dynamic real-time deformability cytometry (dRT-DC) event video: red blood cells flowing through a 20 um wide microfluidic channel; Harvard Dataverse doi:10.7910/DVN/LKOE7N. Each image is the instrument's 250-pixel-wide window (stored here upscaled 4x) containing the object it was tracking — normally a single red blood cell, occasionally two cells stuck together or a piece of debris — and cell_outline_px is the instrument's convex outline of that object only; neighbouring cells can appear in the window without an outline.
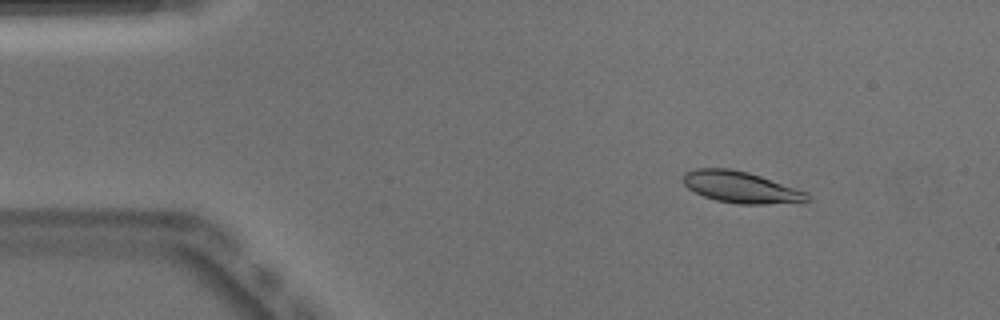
{"species": "Egyptian fruit bat (a non-hibernating species)", "species_latin": "Rousettus aegyptiacus", "temperature_condition": "warm", "stored_images_in_passage": 51, "camera_frame_rate_fps": 3000, "um_per_image_px": 0.085, "animal": {"sex": "male"}, "frame": {"image": 1, "passage_image": 7, "time_ms": 2.0, "image_size_px": [1000, 320], "cell_outline_px": [[812, 200], [804, 204], [736, 204], [716, 200], [704, 196], [688, 188], [680, 180], [680, 176], [684, 172], [696, 168], [728, 168], [748, 172], [808, 192]], "centroid_in_image_um": [63.02, 15.93], "position_along_channel_um": 22.0, "area_um2": 23.35}}
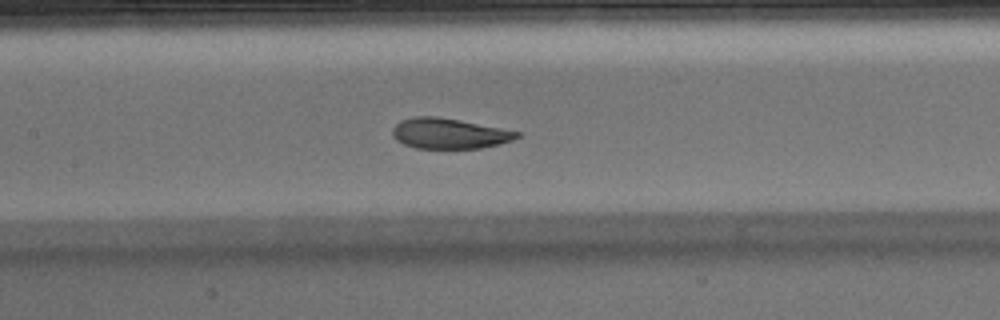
{"frame": {"image": 2, "passage_image": 24, "time_ms": 7.667, "image_size_px": [1000, 320], "cell_outline_px": [[520, 136], [512, 140], [480, 148], [416, 148], [404, 144], [396, 140], [392, 136], [392, 128], [400, 120], [412, 116], [436, 116], [460, 120], [520, 132]], "centroid_in_image_um": [38.12, 11.33], "position_along_channel_um": 169.3, "area_um2": 21.96}}
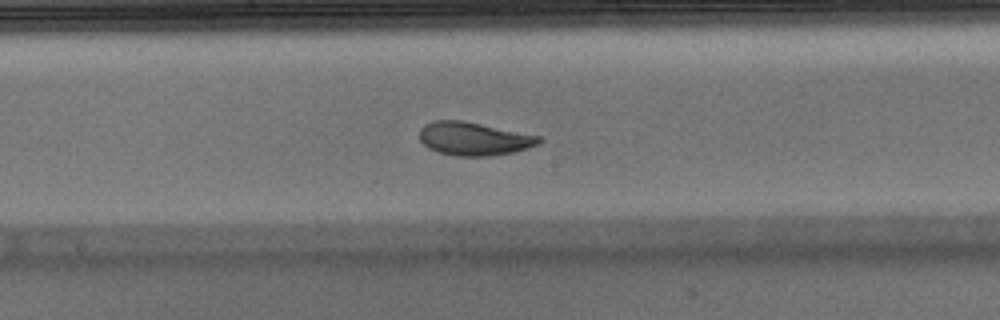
{"frame": {"image": 3, "passage_image": 27, "time_ms": 8.667, "image_size_px": [1000, 320], "cell_outline_px": [[544, 140], [540, 144], [528, 148], [512, 152], [488, 156], [456, 156], [440, 152], [428, 148], [420, 140], [420, 128], [424, 124], [432, 120], [464, 120], [540, 136]], "centroid_in_image_um": [40.28, 11.78], "position_along_channel_um": 207.9, "area_um2": 23.29}, "authors_computed_cell_mechanics": {"area_um2": 23.3512, "velocity_mm_per_s": 3.8915, "shape_relaxation_time_tau1_ms": 3.8592, "shape_relaxation_time_tau2_ms": 0.9401, "deformation_change_tau1": 0.1439, "deformation_change_tau2": 0.0501}}